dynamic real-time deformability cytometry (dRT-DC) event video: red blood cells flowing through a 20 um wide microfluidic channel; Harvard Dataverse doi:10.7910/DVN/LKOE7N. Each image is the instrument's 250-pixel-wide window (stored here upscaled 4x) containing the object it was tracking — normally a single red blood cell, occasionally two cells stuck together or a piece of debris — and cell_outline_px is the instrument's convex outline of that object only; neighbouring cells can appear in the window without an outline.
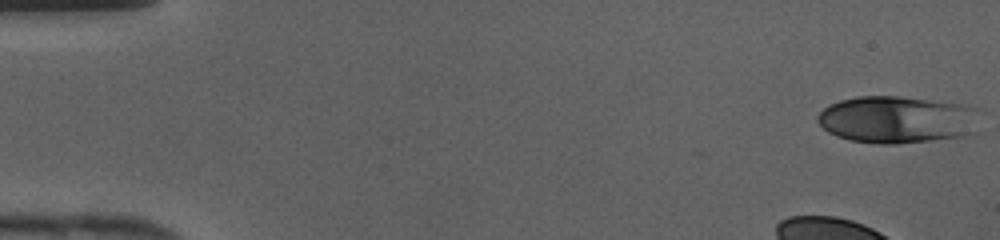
{"species": "human", "species_latin": "Homo sapiens", "temperature_condition": "cold", "stored_images_in_passage": 9, "camera_frame_rate_fps": 3000, "um_per_image_px": 0.085, "donor": {"sex": "female"}, "frame": {"image": 1, "passage_image": 1, "time_ms": 0.0, "image_size_px": [1000, 240], "cell_outline_px": [[976, 132], [960, 136], [896, 144], [880, 144], [852, 140], [836, 136], [828, 132], [816, 120], [816, 116], [824, 108], [840, 100], [856, 96], [896, 96], [964, 104], [976, 108]], "centroid_in_image_um": [76.22, 10.16], "position_along_channel_um": 8.8, "area_um2": 44.33}}